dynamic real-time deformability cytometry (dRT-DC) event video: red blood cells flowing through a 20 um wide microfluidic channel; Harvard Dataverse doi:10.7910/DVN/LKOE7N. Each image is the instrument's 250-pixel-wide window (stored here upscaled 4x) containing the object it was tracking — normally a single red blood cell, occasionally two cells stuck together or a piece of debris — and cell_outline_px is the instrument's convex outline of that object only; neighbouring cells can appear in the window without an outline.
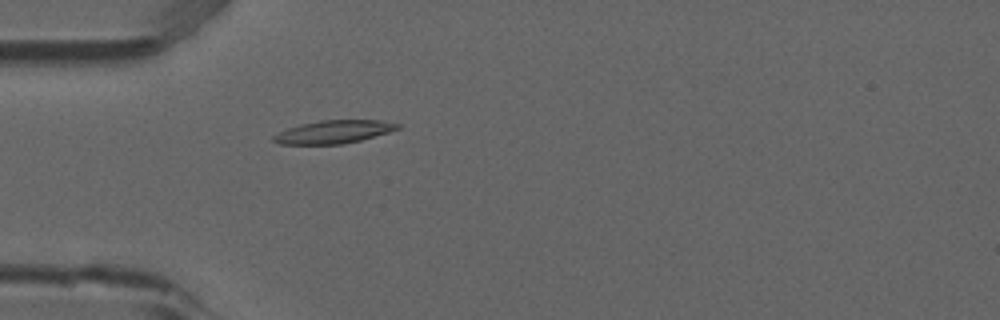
{"species": "common noctule bat (a hibernating species)", "species_latin": "Nyctalus noctula", "temperature_condition": "room temperature", "stored_images_in_passage": 3, "camera_frame_rate_fps": 3000, "um_per_image_px": 0.085, "animal": {"sex": "male", "forearm_length_mm": 52.5}, "frame": {"image": 1, "passage_image": 3, "time_ms": 0.667, "image_size_px": [1000, 320], "cell_outline_px": [[400, 128], [388, 132], [360, 140], [344, 144], [280, 144], [272, 140], [272, 136], [288, 128], [300, 124], [320, 120], [380, 120], [400, 124]], "centroid_in_image_um": [28.35, 11.2], "position_along_channel_um": 56.6, "area_um2": 16.53}}